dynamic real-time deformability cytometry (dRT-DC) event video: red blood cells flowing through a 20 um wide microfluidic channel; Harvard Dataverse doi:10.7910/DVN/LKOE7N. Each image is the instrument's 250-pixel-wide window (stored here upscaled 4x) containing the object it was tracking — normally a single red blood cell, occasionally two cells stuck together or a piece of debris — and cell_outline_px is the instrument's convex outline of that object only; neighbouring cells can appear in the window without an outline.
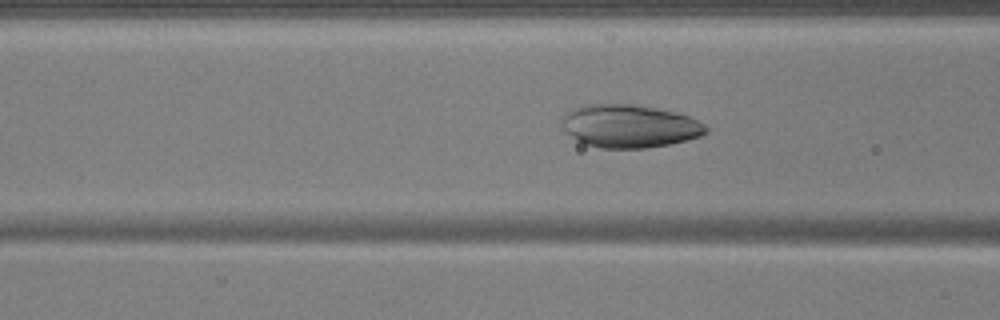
{"species": "common noctule bat (a hibernating species)", "species_latin": "Nyctalus noctula", "temperature_condition": "warm", "stored_images_in_passage": 48, "camera_frame_rate_fps": 3000, "um_per_image_px": 0.085, "animal": {"sex": "male", "body_mass_g": 17.9, "forearm_length_mm": 54.2}, "frame": {"image": 1, "passage_image": 16, "time_ms": 5.0, "image_size_px": [1000, 320], "cell_outline_px": [[708, 132], [700, 136], [688, 140], [668, 144], [644, 148], [600, 148], [588, 144], [564, 132], [560, 124], [564, 116], [572, 108], [588, 104], [632, 104], [656, 108], [688, 116], [704, 124], [708, 128]], "centroid_in_image_um": [53.49, 10.72], "position_along_channel_um": 113.1, "area_um2": 35.84}}
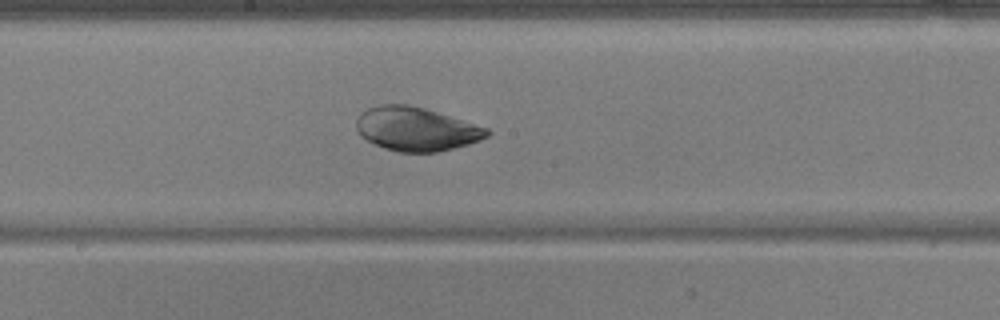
{"frame": {"image": 2, "passage_image": 24, "time_ms": 7.667, "image_size_px": [1000, 320], "cell_outline_px": [[492, 132], [488, 136], [480, 140], [468, 144], [436, 152], [400, 152], [384, 148], [360, 136], [356, 128], [356, 120], [360, 112], [368, 108], [380, 104], [408, 104], [424, 108], [488, 128]], "centroid_in_image_um": [35.35, 10.96], "position_along_channel_um": 212.8, "area_um2": 33.18}}
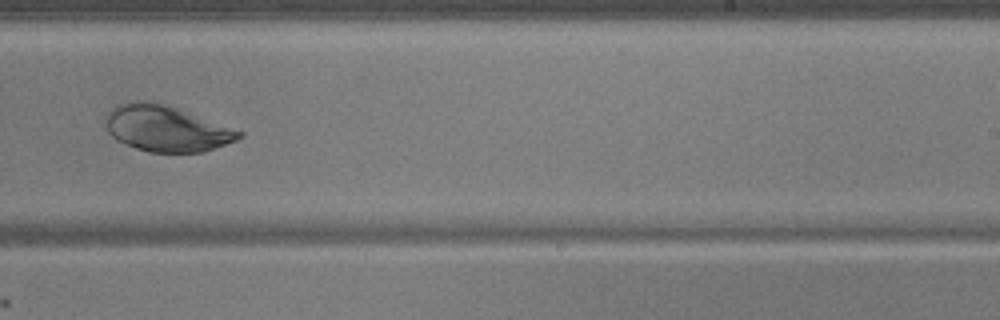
{"frame": {"image": 3, "passage_image": 29, "time_ms": 9.333, "image_size_px": [1000, 320], "cell_outline_px": [[244, 136], [236, 140], [204, 152], [148, 152], [124, 144], [116, 140], [108, 132], [104, 124], [104, 116], [116, 104], [136, 100], [160, 104], [244, 132]], "centroid_in_image_um": [14.05, 10.95], "position_along_channel_um": 274.9, "area_um2": 35.08}}